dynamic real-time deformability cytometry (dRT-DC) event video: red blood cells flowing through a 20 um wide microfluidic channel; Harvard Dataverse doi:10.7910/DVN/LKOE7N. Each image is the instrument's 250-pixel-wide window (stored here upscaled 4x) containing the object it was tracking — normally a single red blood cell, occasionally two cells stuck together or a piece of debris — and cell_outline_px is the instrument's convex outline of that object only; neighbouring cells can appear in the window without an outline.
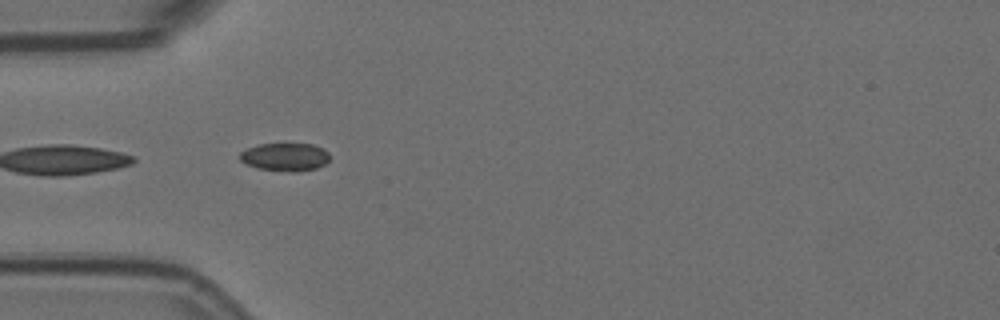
{"species": "Egyptian fruit bat (a non-hibernating species)", "species_latin": "Rousettus aegyptiacus", "temperature_condition": "room temperature", "stored_images_in_passage": 10, "camera_frame_rate_fps": 3000, "um_per_image_px": 0.085, "animal": {"sex": "female"}, "frame": {"image": 1, "passage_image": 1, "time_ms": 0.0, "image_size_px": [1000, 320], "cell_outline_px": [[328, 160], [324, 164], [316, 168], [296, 172], [292, 172], [256, 168], [240, 160], [240, 152], [248, 148], [260, 144], [312, 144], [324, 148], [328, 152]], "centroid_in_image_um": [24.24, 13.34], "position_along_channel_um": 60.8, "area_um2": 14.57}}